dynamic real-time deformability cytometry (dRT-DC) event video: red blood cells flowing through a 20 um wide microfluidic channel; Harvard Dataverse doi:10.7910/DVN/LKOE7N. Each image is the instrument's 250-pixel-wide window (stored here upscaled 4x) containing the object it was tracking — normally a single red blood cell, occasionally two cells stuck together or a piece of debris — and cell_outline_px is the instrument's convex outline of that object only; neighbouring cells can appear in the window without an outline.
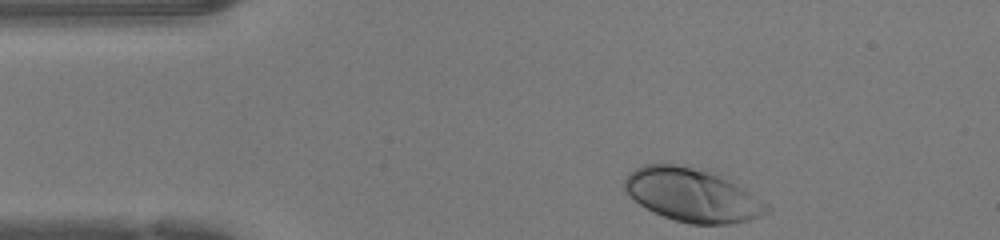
{"species": "human", "species_latin": "Homo sapiens", "temperature_condition": "warm", "stored_images_in_passage": 32, "camera_frame_rate_fps": 3000, "um_per_image_px": 0.085, "donor": {"sex": "female"}, "frame": {"image": 1, "passage_image": 1, "time_ms": 0.0, "image_size_px": [1000, 240], "cell_outline_px": [[772, 208], [768, 212], [760, 216], [748, 220], [728, 224], [692, 224], [676, 220], [664, 216], [640, 204], [624, 188], [624, 180], [628, 172], [644, 164], [672, 164], [712, 168], [720, 172], [768, 204]], "centroid_in_image_um": [58.9, 16.53], "position_along_channel_um": 26.1, "area_um2": 44.68}}
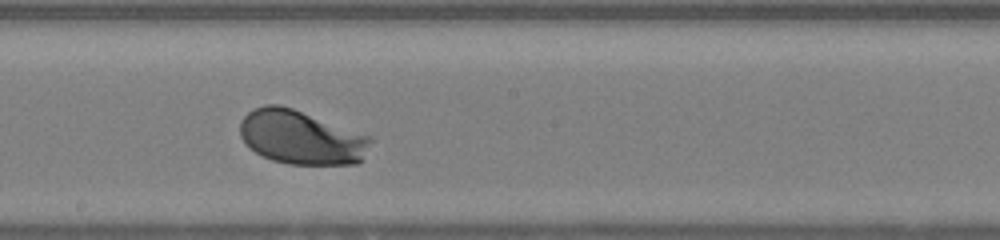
{"frame": {"image": 2, "passage_image": 19, "time_ms": 6.0, "image_size_px": [1000, 240], "cell_outline_px": [[372, 140], [360, 160], [356, 164], [288, 164], [272, 160], [248, 148], [240, 136], [240, 124], [244, 116], [252, 108], [264, 104], [280, 104], [292, 108], [368, 136]], "centroid_in_image_um": [25.51, 11.67], "position_along_channel_um": 222.7, "area_um2": 40.58}}
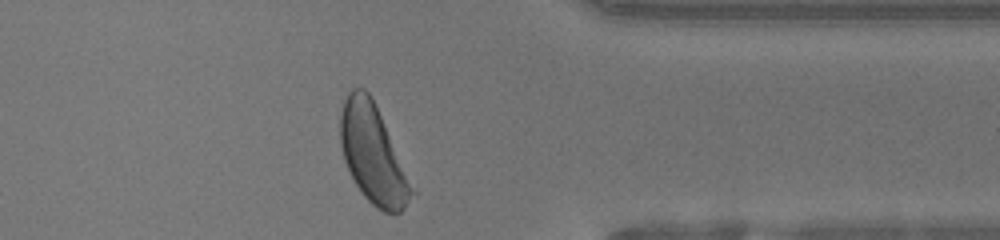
{"frame": {"image": 3, "passage_image": 31, "time_ms": 10.0, "image_size_px": [1000, 240], "cell_outline_px": [[416, 196], [400, 212], [384, 212], [376, 208], [360, 192], [344, 160], [340, 144], [340, 112], [344, 100], [348, 92], [352, 88], [364, 88], [368, 92], [416, 188]], "centroid_in_image_um": [31.72, 13.15], "position_along_channel_um": 379.7, "area_um2": 40.86}, "authors_computed_cell_mechanics": {"area_um2": 40.1421, "velocity_mm_per_s": 4.2208, "shape_relaxation_time_tau1_ms": 1.5635, "shape_relaxation_time_tau2_ms": null, "deformation_change_tau1": 0.135, "deformation_change_tau2": null}}